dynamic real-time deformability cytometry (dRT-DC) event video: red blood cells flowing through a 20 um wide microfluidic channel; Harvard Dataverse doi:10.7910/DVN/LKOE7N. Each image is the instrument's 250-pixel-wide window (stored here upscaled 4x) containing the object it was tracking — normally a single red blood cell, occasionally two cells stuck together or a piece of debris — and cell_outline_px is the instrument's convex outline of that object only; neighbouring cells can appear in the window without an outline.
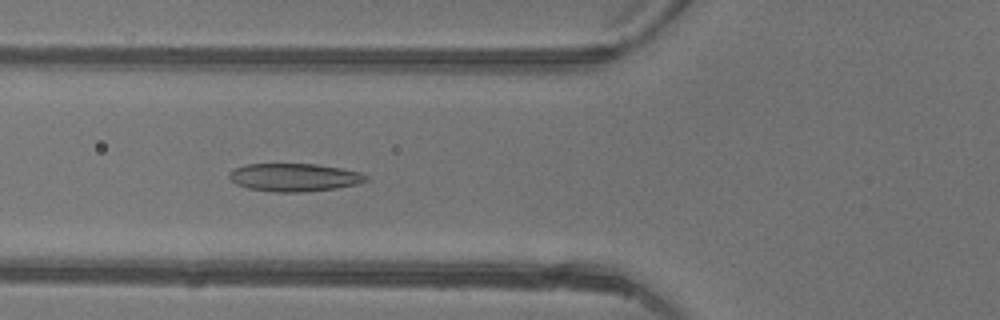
{"species": "common noctule bat (a hibernating species)", "species_latin": "Nyctalus noctula", "temperature_condition": "warm", "stored_images_in_passage": 35, "camera_frame_rate_fps": 3000, "um_per_image_px": 0.085, "animal": {"sex": "female"}, "frame": {"image": 1, "passage_image": 6, "time_ms": 1.667, "image_size_px": [1000, 320], "cell_outline_px": [[368, 180], [356, 184], [336, 188], [304, 192], [276, 192], [248, 188], [236, 184], [228, 176], [228, 172], [244, 164], [316, 164], [340, 168], [360, 172], [368, 176]], "centroid_in_image_um": [25.0, 15.07], "position_along_channel_um": 100.8, "area_um2": 22.25}}
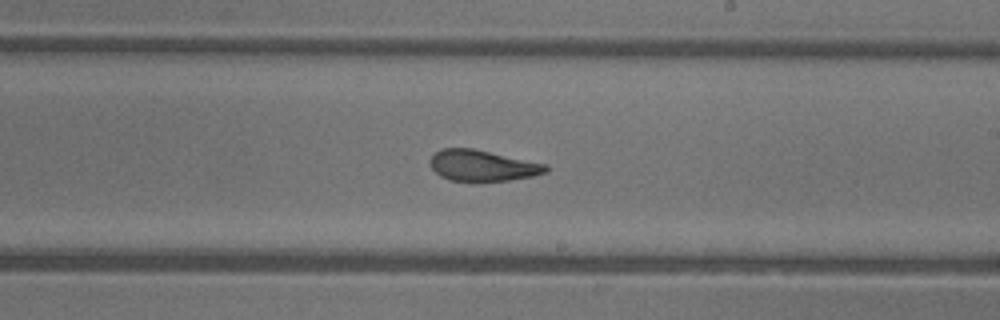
{"frame": {"image": 2, "passage_image": 16, "time_ms": 5.0, "image_size_px": [1000, 320], "cell_outline_px": [[548, 172], [532, 176], [508, 180], [472, 184], [452, 180], [440, 176], [432, 168], [432, 156], [440, 148], [472, 148], [548, 164]], "centroid_in_image_um": [41.03, 14.11], "position_along_channel_um": 248.0, "area_um2": 21.33}}
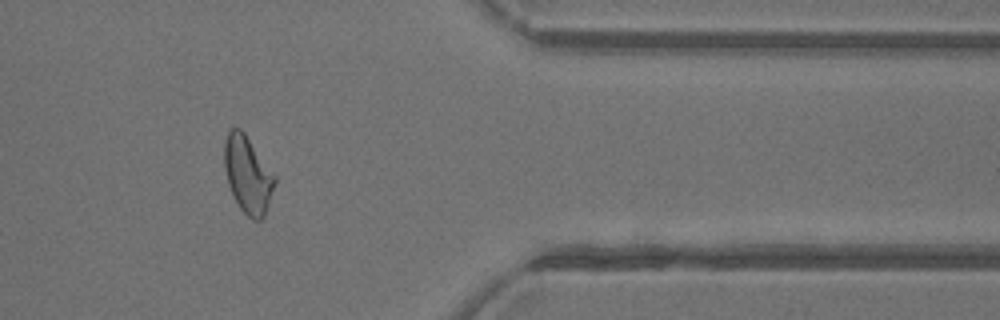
{"frame": {"image": 3, "passage_image": 27, "time_ms": 8.667, "image_size_px": [1000, 320], "cell_outline_px": [[276, 180], [264, 216], [260, 220], [252, 220], [240, 208], [228, 184], [224, 168], [224, 140], [228, 132], [232, 128], [240, 128], [244, 132], [276, 176]], "centroid_in_image_um": [21.05, 14.82], "position_along_channel_um": 390.4, "area_um2": 22.37}, "authors_computed_cell_mechanics": {"area_um2": 22.3108, "velocity_mm_per_s": 4.4039, "shape_relaxation_time_tau1_ms": 10.6313, "shape_relaxation_time_tau2_ms": 1.5344, "deformation_change_tau1": 0.2849, "deformation_change_tau2": 0.0855}}